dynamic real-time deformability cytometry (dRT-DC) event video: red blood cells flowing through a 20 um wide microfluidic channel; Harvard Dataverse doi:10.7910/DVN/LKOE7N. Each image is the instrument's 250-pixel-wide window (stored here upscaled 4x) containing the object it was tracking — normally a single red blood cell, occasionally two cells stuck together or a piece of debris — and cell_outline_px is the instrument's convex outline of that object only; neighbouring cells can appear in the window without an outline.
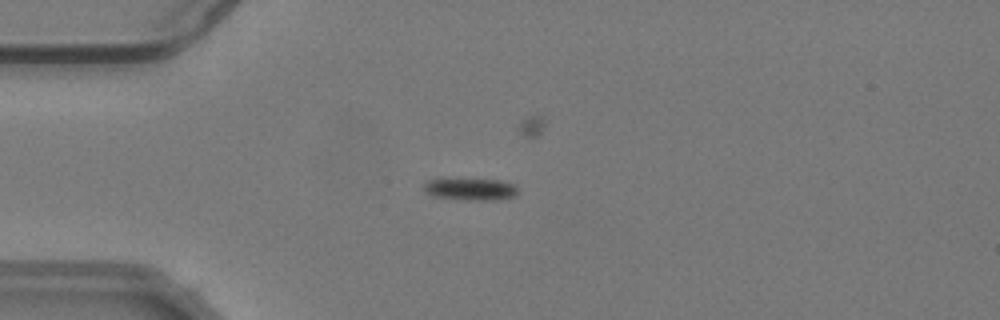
{"species": "common noctule bat (a hibernating species)", "species_latin": "Nyctalus noctula", "temperature_condition": "warm", "stored_images_in_passage": 57, "camera_frame_rate_fps": 3000, "um_per_image_px": 0.085, "animal": {"sex": "male", "body_mass_g": 19.2, "forearm_length_mm": 51.8}, "frame": {"image": 1, "passage_image": 15, "time_ms": 4.667, "image_size_px": [1000, 320], "cell_outline_px": [[516, 196], [500, 200], [468, 200], [436, 196], [428, 192], [424, 188], [424, 184], [428, 180], [500, 180], [516, 184]], "centroid_in_image_um": [40.1, 16.1], "position_along_channel_um": 44.9, "area_um2": 11.68}}
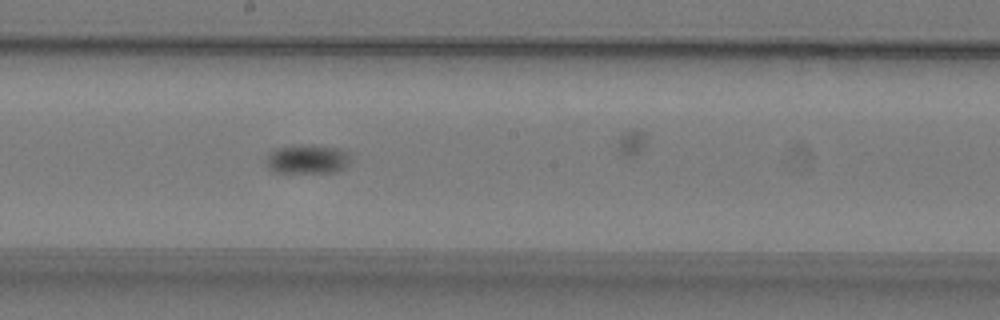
{"frame": {"image": 2, "passage_image": 31, "time_ms": 10.0, "image_size_px": [1000, 320], "cell_outline_px": [[348, 164], [344, 168], [336, 172], [276, 172], [268, 168], [268, 156], [276, 148], [308, 144], [340, 148], [348, 152]], "centroid_in_image_um": [26.17, 13.52], "position_along_channel_um": 222.0, "area_um2": 14.05}}
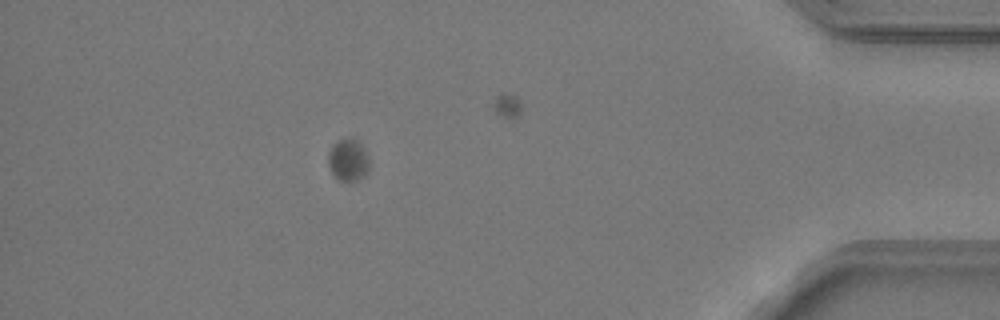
{"frame": {"image": 3, "passage_image": 50, "time_ms": 16.333, "image_size_px": [1000, 320], "cell_outline_px": [[368, 168], [364, 176], [356, 180], [340, 180], [332, 172], [328, 164], [328, 152], [332, 144], [336, 140], [348, 136], [352, 136], [364, 148], [368, 156]], "centroid_in_image_um": [29.57, 13.53], "position_along_channel_um": 405.6, "area_um2": 10.12}, "authors_computed_cell_mechanics": {"area_um2": 11.5022, "velocity_mm_per_s": 3.6964, "shape_relaxation_time_tau1_ms": 2.4934, "shape_relaxation_time_tau2_ms": null, "deformation_change_tau1": 0.1479, "deformation_change_tau2": null}}